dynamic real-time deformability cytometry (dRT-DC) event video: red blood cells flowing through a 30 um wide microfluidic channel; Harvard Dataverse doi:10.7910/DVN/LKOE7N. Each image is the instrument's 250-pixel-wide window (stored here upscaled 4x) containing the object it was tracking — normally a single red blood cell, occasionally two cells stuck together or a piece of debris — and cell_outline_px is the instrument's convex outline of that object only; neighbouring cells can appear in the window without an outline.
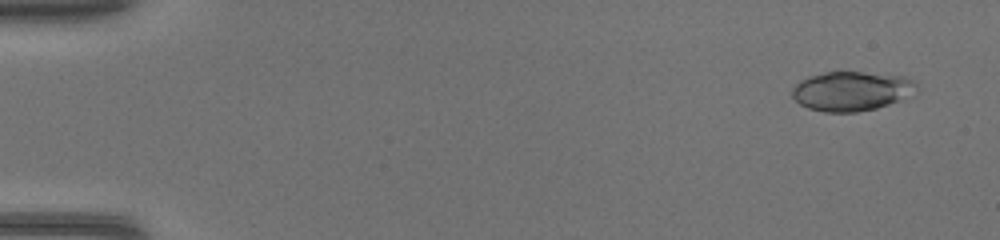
{"species": "common noctule bat (a hibernating species)", "species_latin": "Nyctalus noctula", "temperature_condition": "warm", "stored_images_in_passage": 46, "camera_frame_rate_fps": 3000, "um_per_image_px": 0.085, "animal": {"sex": "female", "body_mass_g": 17.0, "forearm_length_mm": 48.0}, "frame": {"image": 1, "passage_image": 3, "time_ms": 0.667, "image_size_px": [1000, 240], "cell_outline_px": [[920, 88], [900, 100], [876, 108], [856, 112], [824, 112], [808, 108], [800, 104], [792, 96], [792, 88], [800, 80], [808, 76], [824, 72], [864, 72], [904, 76], [916, 80]], "centroid_in_image_um": [72.39, 7.73], "position_along_channel_um": 12.6, "area_um2": 28.73}}
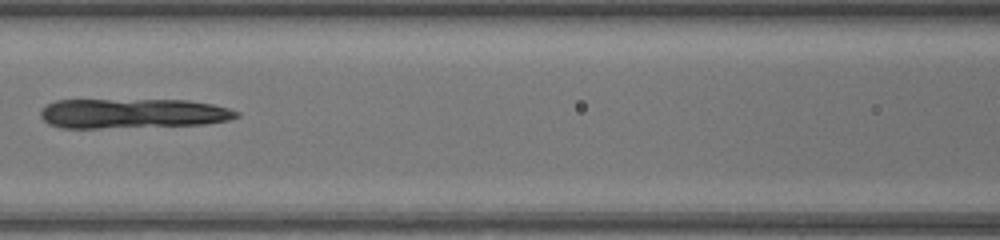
{"frame": {"image": 2, "passage_image": 22, "time_ms": 7.0, "image_size_px": [1000, 240], "cell_outline_px": [[240, 116], [228, 120], [204, 124], [100, 128], [60, 128], [48, 124], [40, 116], [40, 112], [48, 104], [56, 100], [188, 100], [212, 104], [228, 108], [240, 112]], "centroid_in_image_um": [11.27, 9.64], "position_along_channel_um": 155.3, "area_um2": 33.93}}
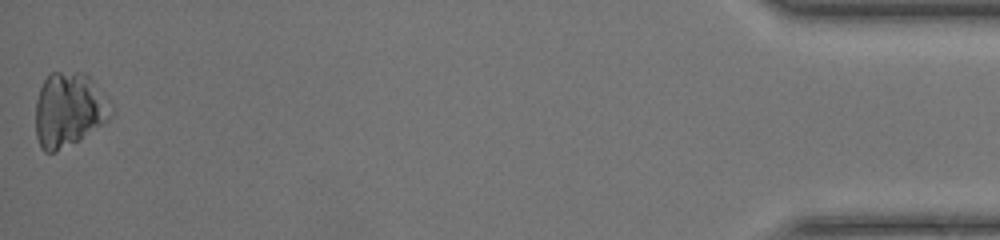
{"frame": {"image": 3, "passage_image": 46, "time_ms": 15.0, "image_size_px": [1000, 240], "cell_outline_px": [[112, 116], [76, 140], [56, 152], [44, 152], [40, 148], [36, 136], [36, 100], [40, 88], [44, 80], [52, 72], [84, 72], [96, 84], [112, 104]], "centroid_in_image_um": [5.83, 9.3], "position_along_channel_um": 429.4, "area_um2": 32.19}}